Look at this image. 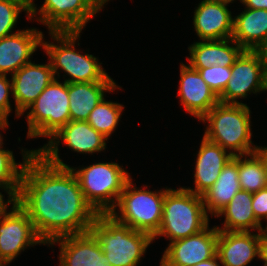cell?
Instances as JSON below:
<instances>
[{"label": "cell", "mask_w": 267, "mask_h": 266, "mask_svg": "<svg viewBox=\"0 0 267 266\" xmlns=\"http://www.w3.org/2000/svg\"><path fill=\"white\" fill-rule=\"evenodd\" d=\"M17 204L45 244L88 232L97 216L70 166L50 164L37 152L24 167Z\"/></svg>", "instance_id": "6da1fadb"}, {"label": "cell", "mask_w": 267, "mask_h": 266, "mask_svg": "<svg viewBox=\"0 0 267 266\" xmlns=\"http://www.w3.org/2000/svg\"><path fill=\"white\" fill-rule=\"evenodd\" d=\"M250 118V109L244 103H218L200 120L209 123L204 133L207 140L226 151L229 148L233 156H244L258 149V146L252 145Z\"/></svg>", "instance_id": "7a4b0ae2"}, {"label": "cell", "mask_w": 267, "mask_h": 266, "mask_svg": "<svg viewBox=\"0 0 267 266\" xmlns=\"http://www.w3.org/2000/svg\"><path fill=\"white\" fill-rule=\"evenodd\" d=\"M89 231L112 266H137L154 240L150 234L134 230L110 214H97Z\"/></svg>", "instance_id": "3957f363"}, {"label": "cell", "mask_w": 267, "mask_h": 266, "mask_svg": "<svg viewBox=\"0 0 267 266\" xmlns=\"http://www.w3.org/2000/svg\"><path fill=\"white\" fill-rule=\"evenodd\" d=\"M203 198L184 187L165 193L159 231L153 236H166L170 242L195 235L209 225Z\"/></svg>", "instance_id": "277c9868"}, {"label": "cell", "mask_w": 267, "mask_h": 266, "mask_svg": "<svg viewBox=\"0 0 267 266\" xmlns=\"http://www.w3.org/2000/svg\"><path fill=\"white\" fill-rule=\"evenodd\" d=\"M81 31H49L51 38L60 45L43 41L42 48L50 57V64L54 75L59 76V68L71 78L65 79L67 83L80 82H114L104 71L96 57L91 54L81 55L75 51V42L80 38Z\"/></svg>", "instance_id": "5b68a950"}, {"label": "cell", "mask_w": 267, "mask_h": 266, "mask_svg": "<svg viewBox=\"0 0 267 266\" xmlns=\"http://www.w3.org/2000/svg\"><path fill=\"white\" fill-rule=\"evenodd\" d=\"M72 171L77 177L86 202L97 214H109L131 178L118 163H96ZM115 198V199H114Z\"/></svg>", "instance_id": "8992f818"}, {"label": "cell", "mask_w": 267, "mask_h": 266, "mask_svg": "<svg viewBox=\"0 0 267 266\" xmlns=\"http://www.w3.org/2000/svg\"><path fill=\"white\" fill-rule=\"evenodd\" d=\"M133 186L132 178H130L115 208L109 214L118 222L134 230L146 232L153 237L160 228L164 197L168 189L152 192ZM116 207L119 208L121 214L115 211Z\"/></svg>", "instance_id": "52a82bcc"}, {"label": "cell", "mask_w": 267, "mask_h": 266, "mask_svg": "<svg viewBox=\"0 0 267 266\" xmlns=\"http://www.w3.org/2000/svg\"><path fill=\"white\" fill-rule=\"evenodd\" d=\"M27 138L46 136L49 139L70 120L68 83L56 78L27 108Z\"/></svg>", "instance_id": "ba28073f"}, {"label": "cell", "mask_w": 267, "mask_h": 266, "mask_svg": "<svg viewBox=\"0 0 267 266\" xmlns=\"http://www.w3.org/2000/svg\"><path fill=\"white\" fill-rule=\"evenodd\" d=\"M60 140L75 152L90 154L105 150L107 138L96 131L87 121L70 120L49 139L48 144L36 150L48 163L69 167L59 158Z\"/></svg>", "instance_id": "9c48e42d"}, {"label": "cell", "mask_w": 267, "mask_h": 266, "mask_svg": "<svg viewBox=\"0 0 267 266\" xmlns=\"http://www.w3.org/2000/svg\"><path fill=\"white\" fill-rule=\"evenodd\" d=\"M231 74L219 103L241 104L236 99L245 98L249 92L266 91L264 64L256 51L244 50L231 66Z\"/></svg>", "instance_id": "30bf717a"}, {"label": "cell", "mask_w": 267, "mask_h": 266, "mask_svg": "<svg viewBox=\"0 0 267 266\" xmlns=\"http://www.w3.org/2000/svg\"><path fill=\"white\" fill-rule=\"evenodd\" d=\"M11 210L0 217V263L5 265L26 247L40 243L45 245L28 214L18 204L13 205Z\"/></svg>", "instance_id": "8fae6325"}, {"label": "cell", "mask_w": 267, "mask_h": 266, "mask_svg": "<svg viewBox=\"0 0 267 266\" xmlns=\"http://www.w3.org/2000/svg\"><path fill=\"white\" fill-rule=\"evenodd\" d=\"M218 229L209 225L201 232L170 242L160 266H194L212 258L217 252Z\"/></svg>", "instance_id": "7c38bea8"}, {"label": "cell", "mask_w": 267, "mask_h": 266, "mask_svg": "<svg viewBox=\"0 0 267 266\" xmlns=\"http://www.w3.org/2000/svg\"><path fill=\"white\" fill-rule=\"evenodd\" d=\"M38 12L49 31H82L97 13L86 0H45Z\"/></svg>", "instance_id": "4fadbf2b"}, {"label": "cell", "mask_w": 267, "mask_h": 266, "mask_svg": "<svg viewBox=\"0 0 267 266\" xmlns=\"http://www.w3.org/2000/svg\"><path fill=\"white\" fill-rule=\"evenodd\" d=\"M11 77L16 117L23 115L27 108L55 79L50 61L48 64L41 65L29 62Z\"/></svg>", "instance_id": "5bb4252c"}, {"label": "cell", "mask_w": 267, "mask_h": 266, "mask_svg": "<svg viewBox=\"0 0 267 266\" xmlns=\"http://www.w3.org/2000/svg\"><path fill=\"white\" fill-rule=\"evenodd\" d=\"M59 242V266H112L102 251L96 237L90 232L57 238Z\"/></svg>", "instance_id": "9a60e30c"}, {"label": "cell", "mask_w": 267, "mask_h": 266, "mask_svg": "<svg viewBox=\"0 0 267 266\" xmlns=\"http://www.w3.org/2000/svg\"><path fill=\"white\" fill-rule=\"evenodd\" d=\"M43 32L35 28L18 30L0 39V74L11 76L31 62L30 57L42 46Z\"/></svg>", "instance_id": "2e32d148"}, {"label": "cell", "mask_w": 267, "mask_h": 266, "mask_svg": "<svg viewBox=\"0 0 267 266\" xmlns=\"http://www.w3.org/2000/svg\"><path fill=\"white\" fill-rule=\"evenodd\" d=\"M180 66L181 78L177 96L181 97L184 109L200 120L219 103V98L203 80L198 70L183 63Z\"/></svg>", "instance_id": "e0dca14e"}, {"label": "cell", "mask_w": 267, "mask_h": 266, "mask_svg": "<svg viewBox=\"0 0 267 266\" xmlns=\"http://www.w3.org/2000/svg\"><path fill=\"white\" fill-rule=\"evenodd\" d=\"M226 3L202 0L194 12L193 25L200 40L232 38L233 18Z\"/></svg>", "instance_id": "ac0fdd59"}, {"label": "cell", "mask_w": 267, "mask_h": 266, "mask_svg": "<svg viewBox=\"0 0 267 266\" xmlns=\"http://www.w3.org/2000/svg\"><path fill=\"white\" fill-rule=\"evenodd\" d=\"M260 232L219 231L217 255L223 266H246L259 258Z\"/></svg>", "instance_id": "d6986e66"}, {"label": "cell", "mask_w": 267, "mask_h": 266, "mask_svg": "<svg viewBox=\"0 0 267 266\" xmlns=\"http://www.w3.org/2000/svg\"><path fill=\"white\" fill-rule=\"evenodd\" d=\"M232 158V154L203 136L195 164V189H185L202 196L214 185L220 172Z\"/></svg>", "instance_id": "ffe728a7"}, {"label": "cell", "mask_w": 267, "mask_h": 266, "mask_svg": "<svg viewBox=\"0 0 267 266\" xmlns=\"http://www.w3.org/2000/svg\"><path fill=\"white\" fill-rule=\"evenodd\" d=\"M235 46H230V44ZM191 68H207L213 65L232 66L244 49L232 38L221 40H202L188 48Z\"/></svg>", "instance_id": "44dd1931"}, {"label": "cell", "mask_w": 267, "mask_h": 266, "mask_svg": "<svg viewBox=\"0 0 267 266\" xmlns=\"http://www.w3.org/2000/svg\"><path fill=\"white\" fill-rule=\"evenodd\" d=\"M117 88L115 82L68 83L71 121H87L90 112L104 98V93Z\"/></svg>", "instance_id": "7402d4cb"}, {"label": "cell", "mask_w": 267, "mask_h": 266, "mask_svg": "<svg viewBox=\"0 0 267 266\" xmlns=\"http://www.w3.org/2000/svg\"><path fill=\"white\" fill-rule=\"evenodd\" d=\"M267 37V10L246 8L233 19L232 39L244 50L255 51Z\"/></svg>", "instance_id": "603a6c76"}, {"label": "cell", "mask_w": 267, "mask_h": 266, "mask_svg": "<svg viewBox=\"0 0 267 266\" xmlns=\"http://www.w3.org/2000/svg\"><path fill=\"white\" fill-rule=\"evenodd\" d=\"M239 190H241V186L238 174V156H233L220 172L214 185L202 195L206 213L208 211L216 217Z\"/></svg>", "instance_id": "cb8c5ba5"}, {"label": "cell", "mask_w": 267, "mask_h": 266, "mask_svg": "<svg viewBox=\"0 0 267 266\" xmlns=\"http://www.w3.org/2000/svg\"><path fill=\"white\" fill-rule=\"evenodd\" d=\"M225 216L223 228H218L219 231H243L250 232L251 230H264L262 224L256 219L252 209V193L245 190H239L232 200L217 214Z\"/></svg>", "instance_id": "d4e9b609"}, {"label": "cell", "mask_w": 267, "mask_h": 266, "mask_svg": "<svg viewBox=\"0 0 267 266\" xmlns=\"http://www.w3.org/2000/svg\"><path fill=\"white\" fill-rule=\"evenodd\" d=\"M242 157H245L244 160ZM238 174L242 190L255 193L267 187L263 162L255 152L244 156L238 155Z\"/></svg>", "instance_id": "484cf974"}, {"label": "cell", "mask_w": 267, "mask_h": 266, "mask_svg": "<svg viewBox=\"0 0 267 266\" xmlns=\"http://www.w3.org/2000/svg\"><path fill=\"white\" fill-rule=\"evenodd\" d=\"M124 106L103 98L90 112L87 122L108 139L115 131Z\"/></svg>", "instance_id": "4316f807"}, {"label": "cell", "mask_w": 267, "mask_h": 266, "mask_svg": "<svg viewBox=\"0 0 267 266\" xmlns=\"http://www.w3.org/2000/svg\"><path fill=\"white\" fill-rule=\"evenodd\" d=\"M22 152H24L23 162L18 164L12 151L0 148V186L11 189L17 196L26 162L36 150H22Z\"/></svg>", "instance_id": "83f0119b"}, {"label": "cell", "mask_w": 267, "mask_h": 266, "mask_svg": "<svg viewBox=\"0 0 267 266\" xmlns=\"http://www.w3.org/2000/svg\"><path fill=\"white\" fill-rule=\"evenodd\" d=\"M22 10L29 16L30 8L20 0H0V39L14 33L12 30Z\"/></svg>", "instance_id": "f1b7e54d"}, {"label": "cell", "mask_w": 267, "mask_h": 266, "mask_svg": "<svg viewBox=\"0 0 267 266\" xmlns=\"http://www.w3.org/2000/svg\"><path fill=\"white\" fill-rule=\"evenodd\" d=\"M198 70L203 80L209 85L210 89L219 97L229 79L231 78V66L222 67L219 65H213L207 68H193Z\"/></svg>", "instance_id": "f546056e"}, {"label": "cell", "mask_w": 267, "mask_h": 266, "mask_svg": "<svg viewBox=\"0 0 267 266\" xmlns=\"http://www.w3.org/2000/svg\"><path fill=\"white\" fill-rule=\"evenodd\" d=\"M7 75L0 74V118L7 119L11 112L9 94H12V83L7 79ZM10 92V93H9Z\"/></svg>", "instance_id": "4dcf8cb0"}, {"label": "cell", "mask_w": 267, "mask_h": 266, "mask_svg": "<svg viewBox=\"0 0 267 266\" xmlns=\"http://www.w3.org/2000/svg\"><path fill=\"white\" fill-rule=\"evenodd\" d=\"M252 209L260 223L262 219L267 220V187L252 193Z\"/></svg>", "instance_id": "1f68e13d"}, {"label": "cell", "mask_w": 267, "mask_h": 266, "mask_svg": "<svg viewBox=\"0 0 267 266\" xmlns=\"http://www.w3.org/2000/svg\"><path fill=\"white\" fill-rule=\"evenodd\" d=\"M0 188L4 189L9 195L8 201L5 202L3 199V195L0 192V217H1L8 213L6 210L9 204L11 203L13 205L17 204V195L11 189H8L7 187L0 186Z\"/></svg>", "instance_id": "d6a6232c"}, {"label": "cell", "mask_w": 267, "mask_h": 266, "mask_svg": "<svg viewBox=\"0 0 267 266\" xmlns=\"http://www.w3.org/2000/svg\"><path fill=\"white\" fill-rule=\"evenodd\" d=\"M259 258L264 261V266H267V233L264 230L260 232Z\"/></svg>", "instance_id": "836d02e7"}, {"label": "cell", "mask_w": 267, "mask_h": 266, "mask_svg": "<svg viewBox=\"0 0 267 266\" xmlns=\"http://www.w3.org/2000/svg\"><path fill=\"white\" fill-rule=\"evenodd\" d=\"M246 8L250 9H266L267 10V0H240Z\"/></svg>", "instance_id": "e575fe53"}, {"label": "cell", "mask_w": 267, "mask_h": 266, "mask_svg": "<svg viewBox=\"0 0 267 266\" xmlns=\"http://www.w3.org/2000/svg\"><path fill=\"white\" fill-rule=\"evenodd\" d=\"M255 51L260 55L263 64H267V37Z\"/></svg>", "instance_id": "d590c367"}, {"label": "cell", "mask_w": 267, "mask_h": 266, "mask_svg": "<svg viewBox=\"0 0 267 266\" xmlns=\"http://www.w3.org/2000/svg\"><path fill=\"white\" fill-rule=\"evenodd\" d=\"M255 153L261 158L263 162V165L265 168V174L267 178V147H258Z\"/></svg>", "instance_id": "8d00e7d4"}, {"label": "cell", "mask_w": 267, "mask_h": 266, "mask_svg": "<svg viewBox=\"0 0 267 266\" xmlns=\"http://www.w3.org/2000/svg\"><path fill=\"white\" fill-rule=\"evenodd\" d=\"M218 260L219 256L217 255V253L210 259L202 261L194 266H220V264H218Z\"/></svg>", "instance_id": "74e56055"}, {"label": "cell", "mask_w": 267, "mask_h": 266, "mask_svg": "<svg viewBox=\"0 0 267 266\" xmlns=\"http://www.w3.org/2000/svg\"><path fill=\"white\" fill-rule=\"evenodd\" d=\"M21 2H23L25 5H27L29 8H30V12H29V19H31L32 20V18L31 17H35V15L37 14L36 12V10H37V8H36V6H35V4H34V2H33V0H20Z\"/></svg>", "instance_id": "f35d334b"}, {"label": "cell", "mask_w": 267, "mask_h": 266, "mask_svg": "<svg viewBox=\"0 0 267 266\" xmlns=\"http://www.w3.org/2000/svg\"><path fill=\"white\" fill-rule=\"evenodd\" d=\"M97 12H99L103 5L109 0H86Z\"/></svg>", "instance_id": "ab89813d"}, {"label": "cell", "mask_w": 267, "mask_h": 266, "mask_svg": "<svg viewBox=\"0 0 267 266\" xmlns=\"http://www.w3.org/2000/svg\"><path fill=\"white\" fill-rule=\"evenodd\" d=\"M5 127H6V128L8 127V119L0 118V128H1L2 130H4ZM1 136H2V135L0 134V148L3 147V146H2V145H3V142H2L3 139H2Z\"/></svg>", "instance_id": "60d3db41"}, {"label": "cell", "mask_w": 267, "mask_h": 266, "mask_svg": "<svg viewBox=\"0 0 267 266\" xmlns=\"http://www.w3.org/2000/svg\"><path fill=\"white\" fill-rule=\"evenodd\" d=\"M264 74H265V86L267 90V64L264 65Z\"/></svg>", "instance_id": "b9f144b4"}, {"label": "cell", "mask_w": 267, "mask_h": 266, "mask_svg": "<svg viewBox=\"0 0 267 266\" xmlns=\"http://www.w3.org/2000/svg\"><path fill=\"white\" fill-rule=\"evenodd\" d=\"M211 1L229 4V3H232V1L234 0H211Z\"/></svg>", "instance_id": "7bdbcfd3"}, {"label": "cell", "mask_w": 267, "mask_h": 266, "mask_svg": "<svg viewBox=\"0 0 267 266\" xmlns=\"http://www.w3.org/2000/svg\"><path fill=\"white\" fill-rule=\"evenodd\" d=\"M264 231L267 233V225H266V227L264 228Z\"/></svg>", "instance_id": "ee69618b"}]
</instances>
